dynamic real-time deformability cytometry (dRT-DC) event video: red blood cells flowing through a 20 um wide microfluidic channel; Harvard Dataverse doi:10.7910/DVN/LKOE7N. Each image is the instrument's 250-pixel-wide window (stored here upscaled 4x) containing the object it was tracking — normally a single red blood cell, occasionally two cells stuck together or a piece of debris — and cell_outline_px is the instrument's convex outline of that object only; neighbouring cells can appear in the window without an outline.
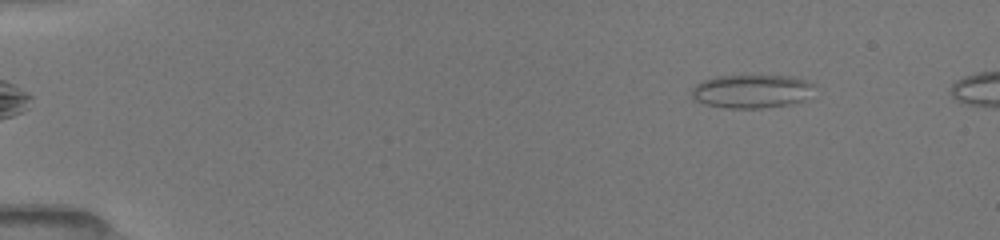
{"species": "common noctule bat (a hibernating species)", "species_latin": "Nyctalus noctula", "temperature_condition": "room temperature", "stored_images_in_passage": 30, "camera_frame_rate_fps": 3000, "um_per_image_px": 0.085, "animal": {"sex": "female", "body_mass_g": 19.5, "forearm_length_mm": 54.1}, "frame": {"image": 1, "passage_image": 4, "time_ms": 1.333, "image_size_px": [1000, 240], "cell_outline_px": [[816, 84], [804, 100], [788, 104], [760, 108], [728, 108], [704, 104], [696, 100], [692, 96], [692, 88], [696, 84], [712, 76], [792, 76]], "centroid_in_image_um": [63.86, 7.75], "position_along_channel_um": 21.1, "area_um2": 23.76}}
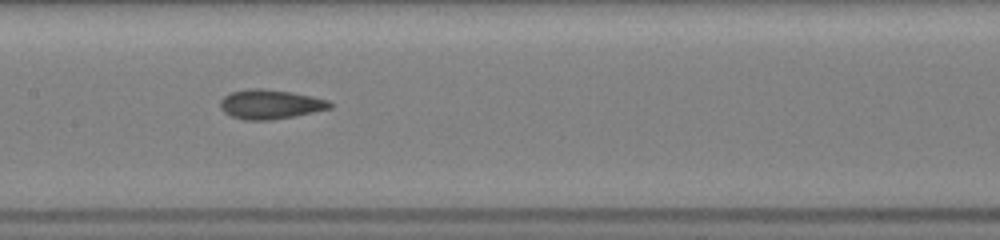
{"frame": {"image": 2, "passage_image": 20, "time_ms": 8.0, "image_size_px": [1000, 240], "cell_outline_px": [[332, 108], [296, 116], [272, 120], [244, 120], [232, 116], [224, 112], [220, 108], [220, 100], [224, 96], [232, 92], [248, 88], [260, 88], [292, 92], [312, 96], [328, 100], [332, 104]], "centroid_in_image_um": [22.97, 8.87], "position_along_channel_um": 184.4, "area_um2": 18.9}}
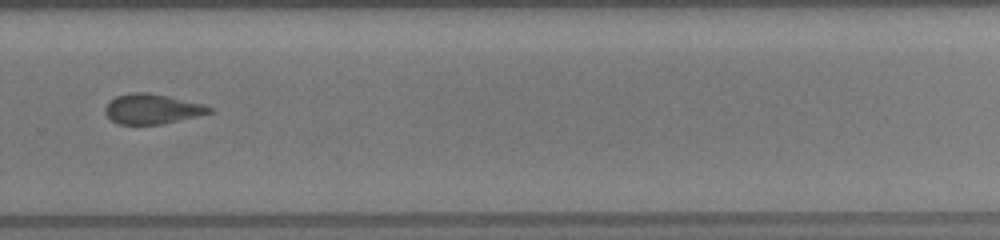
{"frame": {"image": 3, "passage_image": 28, "time_ms": 11.333, "image_size_px": [1000, 240], "cell_outline_px": [[212, 112], [196, 116], [160, 124], [116, 124], [104, 112], [104, 108], [108, 100], [116, 96], [132, 92], [148, 92], [168, 96], [204, 104], [212, 108]], "centroid_in_image_um": [12.88, 9.25], "position_along_channel_um": 316.9, "area_um2": 18.15}}